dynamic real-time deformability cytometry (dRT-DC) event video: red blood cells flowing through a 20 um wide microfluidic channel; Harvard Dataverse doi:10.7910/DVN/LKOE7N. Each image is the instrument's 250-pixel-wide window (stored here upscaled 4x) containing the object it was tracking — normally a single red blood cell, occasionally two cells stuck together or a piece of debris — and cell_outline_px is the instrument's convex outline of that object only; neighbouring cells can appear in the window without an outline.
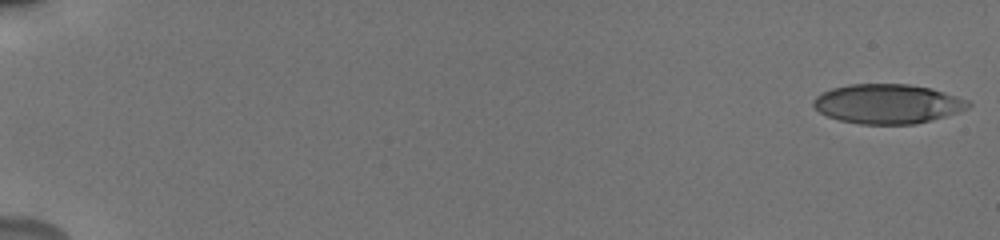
{"species": "human", "species_latin": "Homo sapiens", "temperature_condition": "cold", "stored_images_in_passage": 28, "camera_frame_rate_fps": 3000, "um_per_image_px": 0.085, "donor": {"sex": "male"}, "frame": {"image": 1, "passage_image": 1, "time_ms": 0.0, "image_size_px": [1000, 240], "cell_outline_px": [[972, 104], [968, 108], [944, 116], [916, 124], [860, 124], [840, 120], [828, 116], [820, 112], [812, 104], [812, 100], [816, 96], [832, 88], [848, 84], [908, 84], [932, 88], [968, 100]], "centroid_in_image_um": [75.43, 8.82], "position_along_channel_um": 9.6, "area_um2": 35.49}}
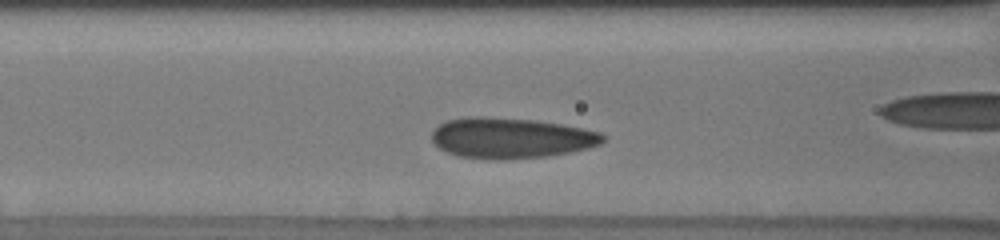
{"frame": {"image": 2, "passage_image": 17, "time_ms": 5.333, "image_size_px": [1000, 240], "cell_outline_px": [[604, 140], [600, 144], [588, 148], [548, 156], [508, 160], [496, 160], [460, 156], [448, 152], [440, 148], [432, 140], [432, 132], [440, 124], [448, 120], [468, 116], [484, 116], [536, 120], [560, 124], [600, 132], [604, 136]], "centroid_in_image_um": [43.42, 11.73], "position_along_channel_um": 123.2, "area_um2": 40.4}}
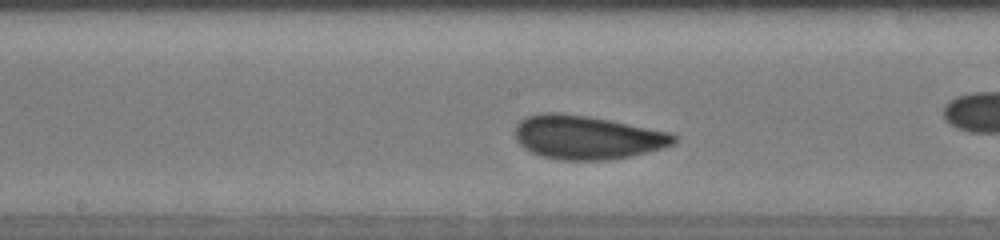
{"frame": {"image": 3, "passage_image": 21, "time_ms": 6.667, "image_size_px": [1000, 240], "cell_outline_px": [[676, 140], [672, 144], [664, 148], [648, 152], [608, 160], [560, 160], [544, 156], [532, 152], [524, 148], [516, 140], [516, 124], [520, 120], [528, 116], [544, 112], [560, 112], [588, 116], [668, 132], [676, 136]], "centroid_in_image_um": [49.87, 11.67], "position_along_channel_um": 198.3, "area_um2": 40.11}}